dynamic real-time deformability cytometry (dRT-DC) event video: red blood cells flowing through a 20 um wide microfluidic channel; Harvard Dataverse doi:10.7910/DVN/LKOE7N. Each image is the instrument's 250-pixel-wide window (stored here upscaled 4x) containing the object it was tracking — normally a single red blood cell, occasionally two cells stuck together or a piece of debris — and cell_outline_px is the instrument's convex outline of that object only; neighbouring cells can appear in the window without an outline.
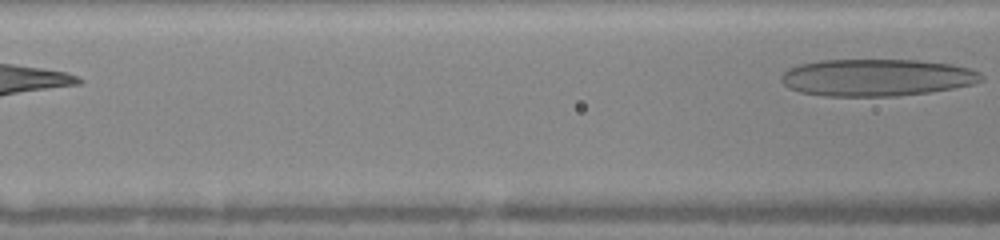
{"species": "human", "species_latin": "Homo sapiens", "temperature_condition": "warm", "stored_images_in_passage": 6, "segment_of_instrument_passage": [2, 2], "camera_frame_rate_fps": 3000, "um_per_image_px": 0.085, "donor": {"sex": "female"}, "frame": {"image": 1, "passage_image": 6, "time_ms": 3.333, "image_size_px": [1000, 240], "cell_outline_px": [[984, 80], [972, 84], [956, 88], [928, 92], [896, 96], [824, 96], [800, 92], [788, 88], [780, 80], [780, 76], [788, 68], [800, 64], [820, 60], [920, 60], [952, 64], [968, 68], [980, 72], [984, 76]], "centroid_in_image_um": [74.52, 6.59], "position_along_channel_um": 92.1, "area_um2": 43.52}}